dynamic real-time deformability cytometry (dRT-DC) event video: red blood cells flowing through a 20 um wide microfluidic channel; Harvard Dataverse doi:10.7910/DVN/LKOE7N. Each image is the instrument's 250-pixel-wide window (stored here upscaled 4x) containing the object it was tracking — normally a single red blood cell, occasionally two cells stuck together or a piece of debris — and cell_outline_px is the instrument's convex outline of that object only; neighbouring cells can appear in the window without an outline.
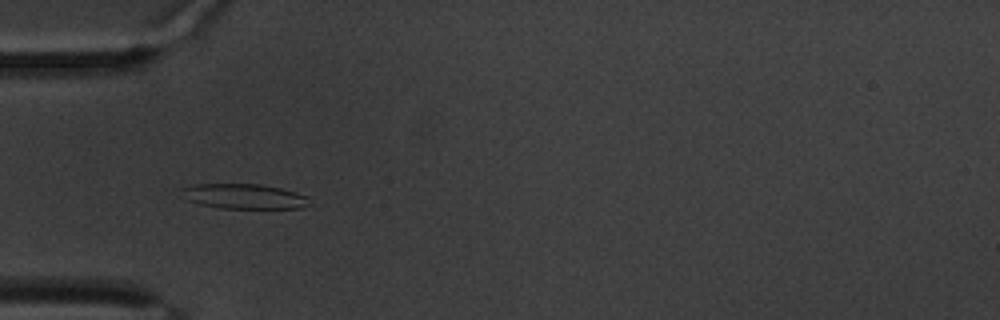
{"species": "common noctule bat (a hibernating species)", "species_latin": "Nyctalus noctula", "temperature_condition": "warm", "stored_images_in_passage": 62, "camera_frame_rate_fps": 3000, "um_per_image_px": 0.085, "animal": {"sex": "male", "body_mass_g": 20.1, "forearm_length_mm": 53.5}, "frame": {"image": 1, "passage_image": 20, "time_ms": 6.333, "image_size_px": [1000, 320], "cell_outline_px": [[308, 204], [300, 208], [220, 208], [200, 204], [188, 200], [180, 188], [192, 184], [260, 184], [280, 188], [296, 192], [308, 196]], "centroid_in_image_um": [20.74, 16.68], "position_along_channel_um": 64.3, "area_um2": 18.44}}
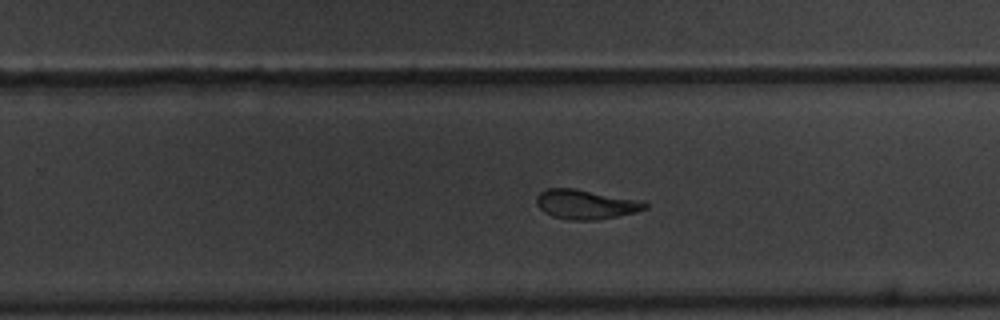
{"frame": {"image": 2, "passage_image": 40, "time_ms": 13.0, "image_size_px": [1000, 320], "cell_outline_px": [[648, 208], [636, 212], [596, 220], [572, 220], [552, 216], [544, 212], [536, 204], [536, 196], [540, 192], [548, 188], [572, 188], [644, 200], [648, 204]], "centroid_in_image_um": [49.81, 17.36], "position_along_channel_um": 280.0, "area_um2": 18.73}}
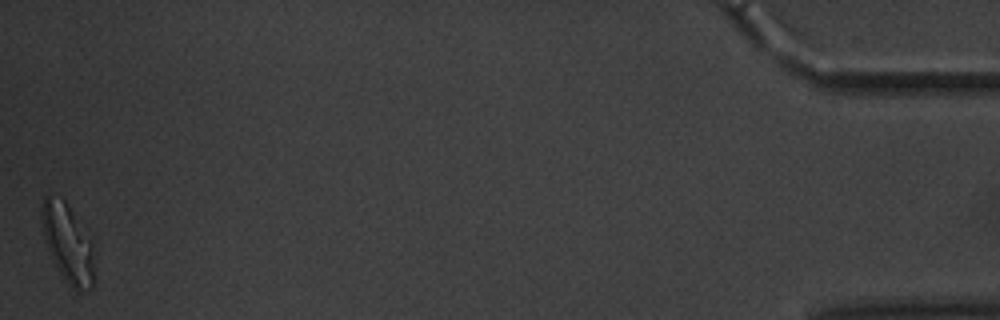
{"frame": {"image": 3, "passage_image": 62, "time_ms": 20.333, "image_size_px": [1000, 320], "cell_outline_px": [[96, 280], [92, 288], [80, 292], [76, 292], [72, 288], [60, 272], [52, 260], [44, 236], [40, 216], [40, 208], [44, 196], [48, 192], [64, 200], [68, 204], [88, 240]], "centroid_in_image_um": [5.71, 20.68], "position_along_channel_um": 429.5, "area_um2": 23.64}, "authors_computed_cell_mechanics": {"area_um2": 19.8254, "velocity_mm_per_s": 3.2591, "shape_relaxation_time_tau1_ms": 5.6628, "shape_relaxation_time_tau2_ms": 2.5647, "deformation_change_tau1": 0.1601, "deformation_change_tau2": 0.0827}}